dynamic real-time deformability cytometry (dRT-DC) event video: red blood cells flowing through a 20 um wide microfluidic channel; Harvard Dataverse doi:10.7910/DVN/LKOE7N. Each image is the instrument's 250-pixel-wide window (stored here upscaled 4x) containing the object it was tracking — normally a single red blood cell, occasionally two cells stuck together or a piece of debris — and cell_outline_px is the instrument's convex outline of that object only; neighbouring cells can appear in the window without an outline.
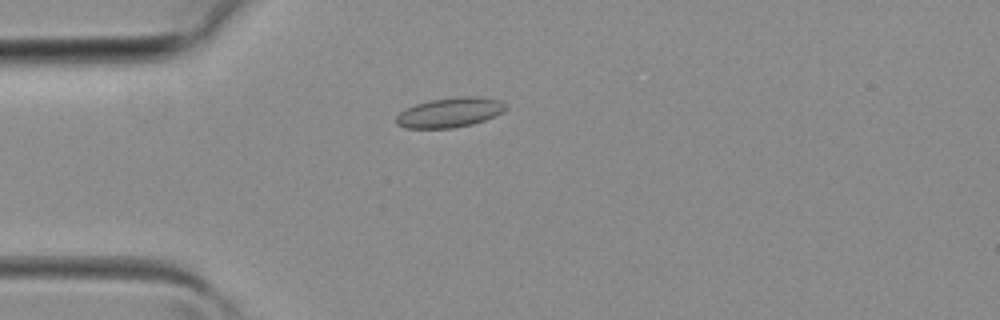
{"species": "common noctule bat (a hibernating species)", "species_latin": "Nyctalus noctula", "temperature_condition": "room temperature", "stored_images_in_passage": 39, "camera_frame_rate_fps": 3000, "um_per_image_px": 0.085, "animal": {"sex": "female", "body_mass_g": 19.3, "forearm_length_mm": 54.1}, "frame": {"image": 1, "passage_image": 11, "time_ms": 3.333, "image_size_px": [1000, 320], "cell_outline_px": [[508, 108], [504, 112], [484, 120], [472, 124], [452, 128], [404, 128], [396, 124], [396, 116], [400, 112], [416, 104], [428, 100], [460, 96], [480, 96], [500, 100], [508, 104]], "centroid_in_image_um": [38.28, 9.55], "position_along_channel_um": 46.7, "area_um2": 19.19}}
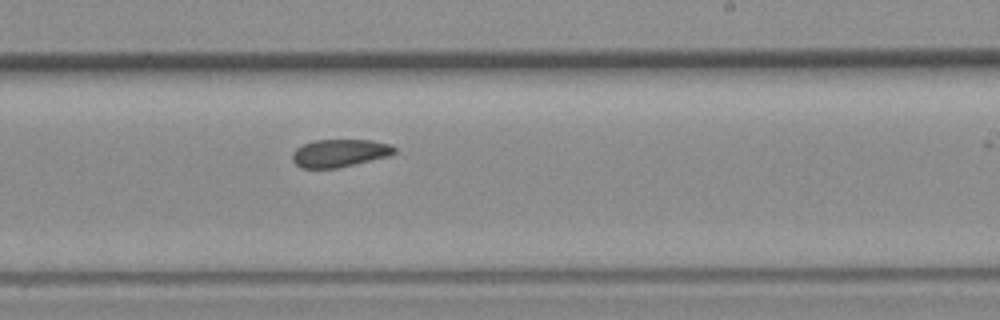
{"frame": {"image": 2, "passage_image": 24, "time_ms": 7.667, "image_size_px": [1000, 320], "cell_outline_px": [[396, 152], [388, 156], [336, 168], [300, 168], [292, 160], [292, 152], [296, 148], [312, 140], [372, 140], [388, 144], [396, 148]], "centroid_in_image_um": [28.83, 13.01], "position_along_channel_um": 260.2, "area_um2": 16.42}}
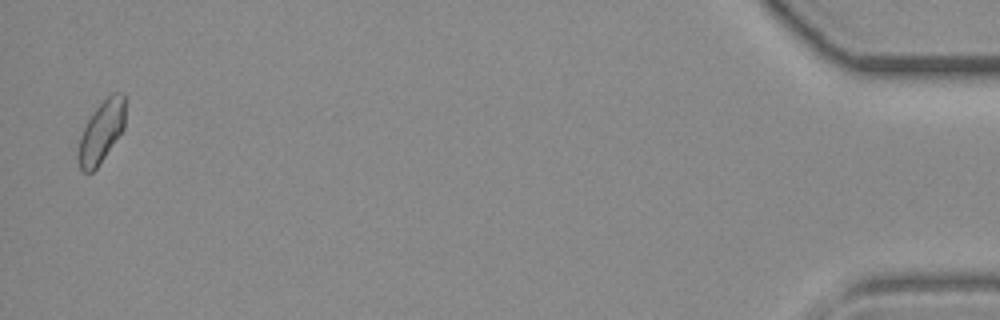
{"frame": {"image": 3, "passage_image": 39, "time_ms": 12.667, "image_size_px": [1000, 320], "cell_outline_px": [[128, 96], [124, 128], [96, 168], [92, 172], [80, 172], [80, 136], [88, 120], [96, 108], [112, 92], [124, 92]], "centroid_in_image_um": [8.7, 11.09], "position_along_channel_um": 426.5, "area_um2": 16.76}}